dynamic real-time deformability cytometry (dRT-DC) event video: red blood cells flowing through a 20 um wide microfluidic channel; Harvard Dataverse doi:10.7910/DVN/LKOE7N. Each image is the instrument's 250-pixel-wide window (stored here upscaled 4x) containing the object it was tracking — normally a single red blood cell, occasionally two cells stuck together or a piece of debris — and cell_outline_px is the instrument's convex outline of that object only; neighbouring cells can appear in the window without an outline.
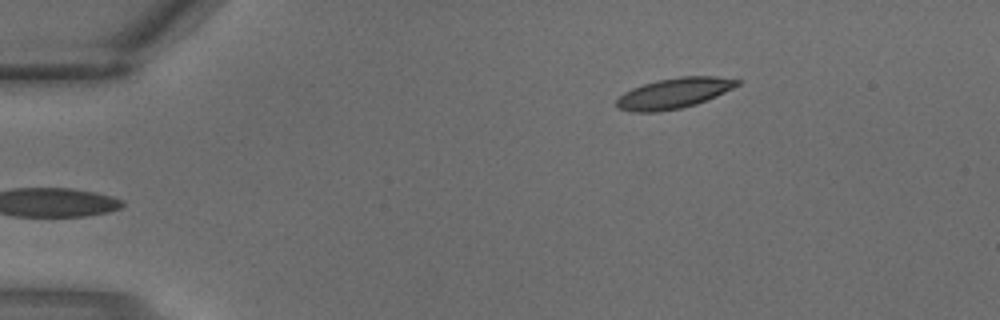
{"species": "common noctule bat (a hibernating species)", "species_latin": "Nyctalus noctula", "temperature_condition": "warm", "stored_images_in_passage": 2, "camera_frame_rate_fps": 3000, "um_per_image_px": 0.085, "animal": {"sex": "male", "body_mass_g": 18.8}, "frame": {"image": 1, "passage_image": 2, "time_ms": 0.333, "image_size_px": [1000, 320], "cell_outline_px": [[740, 84], [716, 96], [696, 104], [680, 108], [656, 112], [632, 112], [616, 108], [616, 100], [624, 92], [632, 88], [656, 80], [680, 76], [712, 76], [740, 80]], "centroid_in_image_um": [57.25, 7.92], "position_along_channel_um": 27.8, "area_um2": 21.33}}